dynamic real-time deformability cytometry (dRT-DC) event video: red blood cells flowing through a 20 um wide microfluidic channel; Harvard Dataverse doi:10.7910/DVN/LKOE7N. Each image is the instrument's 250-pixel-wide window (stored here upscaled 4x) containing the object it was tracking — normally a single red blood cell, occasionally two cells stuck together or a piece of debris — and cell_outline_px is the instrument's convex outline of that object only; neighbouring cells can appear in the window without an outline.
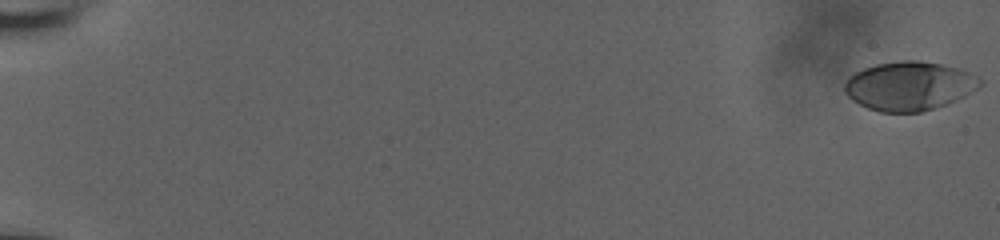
{"species": "human", "species_latin": "Homo sapiens", "temperature_condition": "room temperature", "stored_images_in_passage": 58, "camera_frame_rate_fps": 3000, "um_per_image_px": 0.085, "donor": {"sex": "male"}, "frame": {"image": 1, "passage_image": 1, "time_ms": 0.0, "image_size_px": [1000, 240], "cell_outline_px": [[984, 80], [976, 88], [964, 96], [948, 104], [920, 112], [880, 112], [868, 108], [852, 100], [844, 92], [844, 84], [848, 76], [864, 68], [876, 64], [904, 60], [916, 60], [944, 64], [960, 68]], "centroid_in_image_um": [77.27, 7.3], "position_along_channel_um": 7.7, "area_um2": 38.61}}
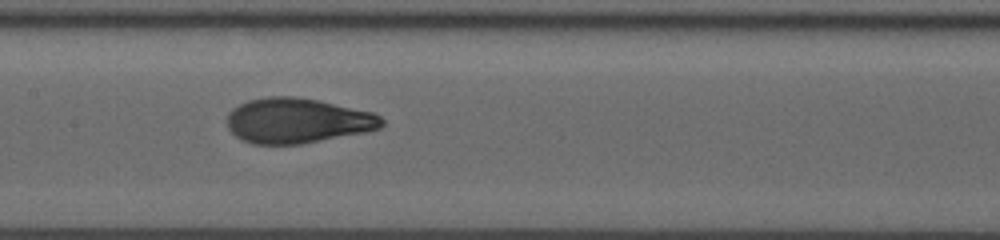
{"frame": {"image": 2, "passage_image": 32, "time_ms": 10.333, "image_size_px": [1000, 240], "cell_outline_px": [[384, 124], [380, 128], [364, 132], [300, 144], [252, 144], [236, 136], [228, 128], [228, 112], [232, 108], [248, 100], [268, 96], [296, 96], [316, 100], [372, 112], [380, 116], [384, 120]], "centroid_in_image_um": [25.26, 10.25], "position_along_channel_um": 182.1, "area_um2": 40.4}}
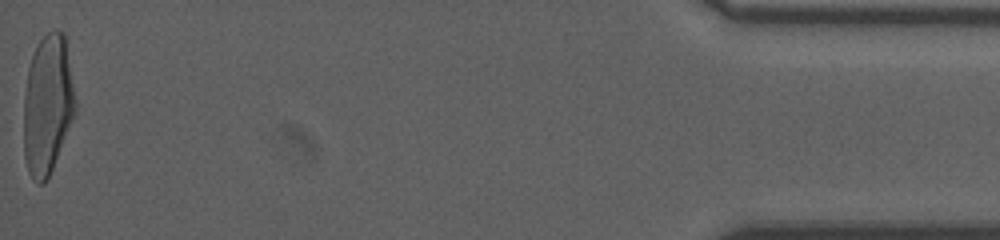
{"frame": {"image": 3, "passage_image": 58, "time_ms": 19.0, "image_size_px": [1000, 240], "cell_outline_px": [[76, 112], [52, 168], [44, 184], [36, 184], [32, 180], [28, 172], [24, 156], [24, 96], [28, 68], [32, 56], [40, 40], [48, 32], [56, 28], [64, 32], [76, 100]], "centroid_in_image_um": [4.04, 8.9], "position_along_channel_um": 431.2, "area_um2": 41.96}, "authors_computed_cell_mechanics": {"area_um2": 40.0843, "velocity_mm_per_s": 3.8626, "shape_relaxation_time_tau1_ms": 5.5785, "shape_relaxation_time_tau2_ms": 0.6855, "deformation_change_tau1": 0.2236, "deformation_change_tau2": 0.0625}}